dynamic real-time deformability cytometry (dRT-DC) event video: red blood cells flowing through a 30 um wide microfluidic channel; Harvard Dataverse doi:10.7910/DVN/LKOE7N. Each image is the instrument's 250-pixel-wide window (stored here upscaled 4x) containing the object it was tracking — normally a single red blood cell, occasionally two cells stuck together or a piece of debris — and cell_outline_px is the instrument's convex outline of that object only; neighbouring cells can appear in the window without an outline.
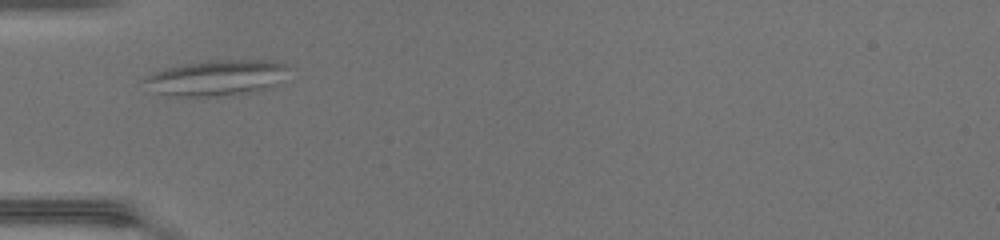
{"species": "common noctule bat (a hibernating species)", "species_latin": "Nyctalus noctula", "temperature_condition": "warm", "stored_images_in_passage": 8, "camera_frame_rate_fps": 3000, "um_per_image_px": 0.085, "animal": {"sex": "female", "body_mass_g": 17.0, "forearm_length_mm": 48.0}, "frame": {"image": 1, "passage_image": 1, "time_ms": 0.0, "image_size_px": [1000, 240], "cell_outline_px": [[288, 68], [268, 88], [256, 92], [232, 96], [176, 96], [160, 92], [140, 80], [156, 72], [168, 68], [184, 64], [208, 60], [272, 60], [284, 64]], "centroid_in_image_um": [18.42, 6.61], "position_along_channel_um": 66.6, "area_um2": 29.25}}